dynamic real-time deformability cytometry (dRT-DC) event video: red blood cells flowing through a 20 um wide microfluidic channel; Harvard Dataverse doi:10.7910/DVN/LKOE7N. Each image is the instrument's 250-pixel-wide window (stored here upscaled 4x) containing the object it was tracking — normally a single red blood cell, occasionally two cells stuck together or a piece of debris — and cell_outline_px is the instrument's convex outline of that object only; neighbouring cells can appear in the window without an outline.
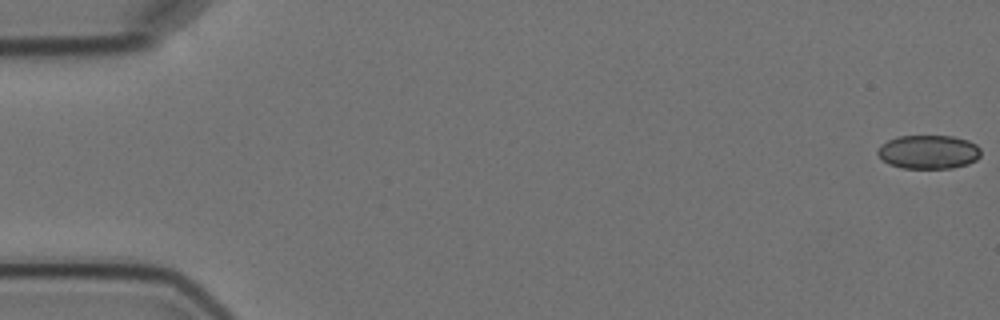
{"species": "Egyptian fruit bat (a non-hibernating species)", "species_latin": "Rousettus aegyptiacus", "temperature_condition": "cold", "stored_images_in_passage": 6, "camera_frame_rate_fps": 3000, "um_per_image_px": 0.085, "animal": {"sex": "female"}, "frame": {"image": 1, "passage_image": 1, "time_ms": 0.0, "image_size_px": [1000, 320], "cell_outline_px": [[980, 156], [976, 160], [968, 164], [952, 168], [900, 168], [888, 164], [876, 152], [880, 144], [896, 136], [952, 136], [968, 140], [976, 144], [980, 148]], "centroid_in_image_um": [78.92, 12.91], "position_along_channel_um": 6.1, "area_um2": 20.46}}
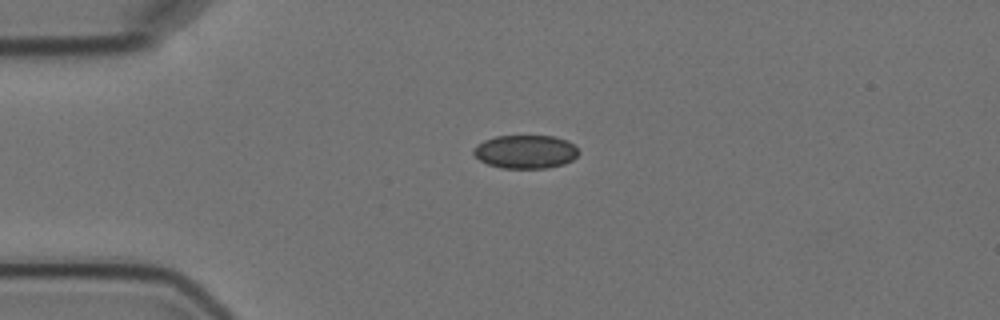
{"frame": {"image": 2, "passage_image": 4, "time_ms": 4.333, "image_size_px": [1000, 320], "cell_outline_px": [[580, 152], [572, 160], [564, 164], [548, 168], [500, 168], [488, 164], [480, 160], [472, 152], [476, 144], [484, 140], [496, 136], [556, 136], [568, 140]], "centroid_in_image_um": [44.67, 12.89], "position_along_channel_um": 40.3, "area_um2": 20.58}}
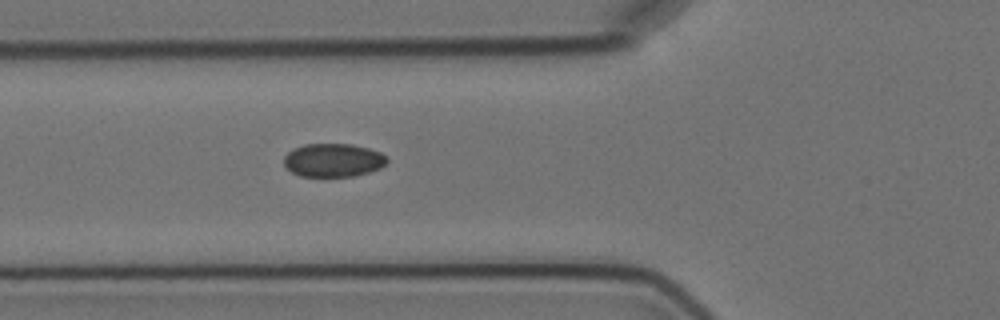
{"frame": {"image": 3, "passage_image": 6, "time_ms": 6.667, "image_size_px": [1000, 320], "cell_outline_px": [[388, 160], [380, 168], [368, 172], [352, 176], [300, 176], [292, 172], [284, 164], [284, 156], [292, 148], [304, 144], [352, 144], [368, 148], [380, 152]], "centroid_in_image_um": [28.29, 13.6], "position_along_channel_um": 97.5, "area_um2": 19.94}}